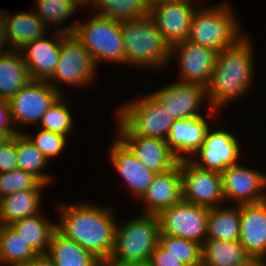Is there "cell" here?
Instances as JSON below:
<instances>
[{"label": "cell", "instance_id": "6", "mask_svg": "<svg viewBox=\"0 0 266 266\" xmlns=\"http://www.w3.org/2000/svg\"><path fill=\"white\" fill-rule=\"evenodd\" d=\"M121 225V226H120ZM160 233L157 215L142 214L116 224L113 253L109 260L145 262L158 244Z\"/></svg>", "mask_w": 266, "mask_h": 266}, {"label": "cell", "instance_id": "16", "mask_svg": "<svg viewBox=\"0 0 266 266\" xmlns=\"http://www.w3.org/2000/svg\"><path fill=\"white\" fill-rule=\"evenodd\" d=\"M170 54L171 57L179 55L181 82L199 84L205 88L209 85L217 56L215 50L184 40L172 46Z\"/></svg>", "mask_w": 266, "mask_h": 266}, {"label": "cell", "instance_id": "11", "mask_svg": "<svg viewBox=\"0 0 266 266\" xmlns=\"http://www.w3.org/2000/svg\"><path fill=\"white\" fill-rule=\"evenodd\" d=\"M60 95L47 81L30 80L9 100L14 127L39 125L43 114Z\"/></svg>", "mask_w": 266, "mask_h": 266}, {"label": "cell", "instance_id": "1", "mask_svg": "<svg viewBox=\"0 0 266 266\" xmlns=\"http://www.w3.org/2000/svg\"><path fill=\"white\" fill-rule=\"evenodd\" d=\"M56 230L78 243L101 263H106L114 249L115 220L112 210L90 203L61 204Z\"/></svg>", "mask_w": 266, "mask_h": 266}, {"label": "cell", "instance_id": "20", "mask_svg": "<svg viewBox=\"0 0 266 266\" xmlns=\"http://www.w3.org/2000/svg\"><path fill=\"white\" fill-rule=\"evenodd\" d=\"M140 200L146 205L144 214L152 215H158L162 210L180 202L182 200L180 163L166 172L156 173L152 184Z\"/></svg>", "mask_w": 266, "mask_h": 266}, {"label": "cell", "instance_id": "44", "mask_svg": "<svg viewBox=\"0 0 266 266\" xmlns=\"http://www.w3.org/2000/svg\"><path fill=\"white\" fill-rule=\"evenodd\" d=\"M9 266H38V254L32 258L29 262L26 263H16Z\"/></svg>", "mask_w": 266, "mask_h": 266}, {"label": "cell", "instance_id": "14", "mask_svg": "<svg viewBox=\"0 0 266 266\" xmlns=\"http://www.w3.org/2000/svg\"><path fill=\"white\" fill-rule=\"evenodd\" d=\"M225 202L236 201V205L259 203L266 200V174L237 163L222 173Z\"/></svg>", "mask_w": 266, "mask_h": 266}, {"label": "cell", "instance_id": "25", "mask_svg": "<svg viewBox=\"0 0 266 266\" xmlns=\"http://www.w3.org/2000/svg\"><path fill=\"white\" fill-rule=\"evenodd\" d=\"M31 78L20 50L0 54V100H10Z\"/></svg>", "mask_w": 266, "mask_h": 266}, {"label": "cell", "instance_id": "27", "mask_svg": "<svg viewBox=\"0 0 266 266\" xmlns=\"http://www.w3.org/2000/svg\"><path fill=\"white\" fill-rule=\"evenodd\" d=\"M42 190H23L4 196L0 202V225L41 213Z\"/></svg>", "mask_w": 266, "mask_h": 266}, {"label": "cell", "instance_id": "47", "mask_svg": "<svg viewBox=\"0 0 266 266\" xmlns=\"http://www.w3.org/2000/svg\"><path fill=\"white\" fill-rule=\"evenodd\" d=\"M252 266H266V261L255 262Z\"/></svg>", "mask_w": 266, "mask_h": 266}, {"label": "cell", "instance_id": "4", "mask_svg": "<svg viewBox=\"0 0 266 266\" xmlns=\"http://www.w3.org/2000/svg\"><path fill=\"white\" fill-rule=\"evenodd\" d=\"M229 5L196 9L192 15L187 40L215 50L217 53L233 46L243 37V28Z\"/></svg>", "mask_w": 266, "mask_h": 266}, {"label": "cell", "instance_id": "31", "mask_svg": "<svg viewBox=\"0 0 266 266\" xmlns=\"http://www.w3.org/2000/svg\"><path fill=\"white\" fill-rule=\"evenodd\" d=\"M37 253L9 225H0V263H26ZM8 264V265H7Z\"/></svg>", "mask_w": 266, "mask_h": 266}, {"label": "cell", "instance_id": "43", "mask_svg": "<svg viewBox=\"0 0 266 266\" xmlns=\"http://www.w3.org/2000/svg\"><path fill=\"white\" fill-rule=\"evenodd\" d=\"M38 266H55L52 259L45 254H38Z\"/></svg>", "mask_w": 266, "mask_h": 266}, {"label": "cell", "instance_id": "7", "mask_svg": "<svg viewBox=\"0 0 266 266\" xmlns=\"http://www.w3.org/2000/svg\"><path fill=\"white\" fill-rule=\"evenodd\" d=\"M73 35L88 50L95 65L99 60L125 64L121 22L94 14L85 23L76 22Z\"/></svg>", "mask_w": 266, "mask_h": 266}, {"label": "cell", "instance_id": "42", "mask_svg": "<svg viewBox=\"0 0 266 266\" xmlns=\"http://www.w3.org/2000/svg\"><path fill=\"white\" fill-rule=\"evenodd\" d=\"M105 264L107 266H152L150 261L132 262L124 260H108Z\"/></svg>", "mask_w": 266, "mask_h": 266}, {"label": "cell", "instance_id": "12", "mask_svg": "<svg viewBox=\"0 0 266 266\" xmlns=\"http://www.w3.org/2000/svg\"><path fill=\"white\" fill-rule=\"evenodd\" d=\"M192 0H157L150 3L149 15L165 42L174 46L187 40L196 8Z\"/></svg>", "mask_w": 266, "mask_h": 266}, {"label": "cell", "instance_id": "37", "mask_svg": "<svg viewBox=\"0 0 266 266\" xmlns=\"http://www.w3.org/2000/svg\"><path fill=\"white\" fill-rule=\"evenodd\" d=\"M24 134L42 152L48 162H50L51 158L57 157L65 149L67 144V137L64 135L42 128H39L35 138L26 132Z\"/></svg>", "mask_w": 266, "mask_h": 266}, {"label": "cell", "instance_id": "26", "mask_svg": "<svg viewBox=\"0 0 266 266\" xmlns=\"http://www.w3.org/2000/svg\"><path fill=\"white\" fill-rule=\"evenodd\" d=\"M55 266H100L101 262L73 240L57 230L53 233L46 253Z\"/></svg>", "mask_w": 266, "mask_h": 266}, {"label": "cell", "instance_id": "19", "mask_svg": "<svg viewBox=\"0 0 266 266\" xmlns=\"http://www.w3.org/2000/svg\"><path fill=\"white\" fill-rule=\"evenodd\" d=\"M110 162L137 199H140L153 182L156 173L145 167L131 149L116 138L109 152Z\"/></svg>", "mask_w": 266, "mask_h": 266}, {"label": "cell", "instance_id": "46", "mask_svg": "<svg viewBox=\"0 0 266 266\" xmlns=\"http://www.w3.org/2000/svg\"><path fill=\"white\" fill-rule=\"evenodd\" d=\"M10 138L11 136L6 131L0 129V144L5 143Z\"/></svg>", "mask_w": 266, "mask_h": 266}, {"label": "cell", "instance_id": "9", "mask_svg": "<svg viewBox=\"0 0 266 266\" xmlns=\"http://www.w3.org/2000/svg\"><path fill=\"white\" fill-rule=\"evenodd\" d=\"M209 209L181 200L157 215L159 234L184 238L202 245L206 240Z\"/></svg>", "mask_w": 266, "mask_h": 266}, {"label": "cell", "instance_id": "18", "mask_svg": "<svg viewBox=\"0 0 266 266\" xmlns=\"http://www.w3.org/2000/svg\"><path fill=\"white\" fill-rule=\"evenodd\" d=\"M239 242L255 262L266 261V200L240 204Z\"/></svg>", "mask_w": 266, "mask_h": 266}, {"label": "cell", "instance_id": "35", "mask_svg": "<svg viewBox=\"0 0 266 266\" xmlns=\"http://www.w3.org/2000/svg\"><path fill=\"white\" fill-rule=\"evenodd\" d=\"M34 10L46 27L66 22L75 14L78 5L73 0H35Z\"/></svg>", "mask_w": 266, "mask_h": 266}, {"label": "cell", "instance_id": "10", "mask_svg": "<svg viewBox=\"0 0 266 266\" xmlns=\"http://www.w3.org/2000/svg\"><path fill=\"white\" fill-rule=\"evenodd\" d=\"M178 162L183 201L207 208L219 207L221 203H225L221 173L201 169L189 159Z\"/></svg>", "mask_w": 266, "mask_h": 266}, {"label": "cell", "instance_id": "41", "mask_svg": "<svg viewBox=\"0 0 266 266\" xmlns=\"http://www.w3.org/2000/svg\"><path fill=\"white\" fill-rule=\"evenodd\" d=\"M5 26H6V12L1 11L0 9V54L9 50L8 47L9 45L5 37Z\"/></svg>", "mask_w": 266, "mask_h": 266}, {"label": "cell", "instance_id": "21", "mask_svg": "<svg viewBox=\"0 0 266 266\" xmlns=\"http://www.w3.org/2000/svg\"><path fill=\"white\" fill-rule=\"evenodd\" d=\"M206 120L203 115H193L174 121L166 142L178 160L190 159L202 145L210 127Z\"/></svg>", "mask_w": 266, "mask_h": 266}, {"label": "cell", "instance_id": "8", "mask_svg": "<svg viewBox=\"0 0 266 266\" xmlns=\"http://www.w3.org/2000/svg\"><path fill=\"white\" fill-rule=\"evenodd\" d=\"M95 71L92 56L82 43L73 34L61 32L59 60L53 76L47 82L62 95L59 87L61 82L72 86H87L91 80L94 81Z\"/></svg>", "mask_w": 266, "mask_h": 266}, {"label": "cell", "instance_id": "30", "mask_svg": "<svg viewBox=\"0 0 266 266\" xmlns=\"http://www.w3.org/2000/svg\"><path fill=\"white\" fill-rule=\"evenodd\" d=\"M16 154L19 169L35 175L44 184H51V176L43 171L48 160L24 133H16Z\"/></svg>", "mask_w": 266, "mask_h": 266}, {"label": "cell", "instance_id": "23", "mask_svg": "<svg viewBox=\"0 0 266 266\" xmlns=\"http://www.w3.org/2000/svg\"><path fill=\"white\" fill-rule=\"evenodd\" d=\"M32 11H22L14 15L6 13L5 37L9 49L20 50L31 41L47 35L46 25L36 12Z\"/></svg>", "mask_w": 266, "mask_h": 266}, {"label": "cell", "instance_id": "33", "mask_svg": "<svg viewBox=\"0 0 266 266\" xmlns=\"http://www.w3.org/2000/svg\"><path fill=\"white\" fill-rule=\"evenodd\" d=\"M158 244L185 266H201V244L165 234H159Z\"/></svg>", "mask_w": 266, "mask_h": 266}, {"label": "cell", "instance_id": "29", "mask_svg": "<svg viewBox=\"0 0 266 266\" xmlns=\"http://www.w3.org/2000/svg\"><path fill=\"white\" fill-rule=\"evenodd\" d=\"M240 205L209 209L206 239L239 241Z\"/></svg>", "mask_w": 266, "mask_h": 266}, {"label": "cell", "instance_id": "3", "mask_svg": "<svg viewBox=\"0 0 266 266\" xmlns=\"http://www.w3.org/2000/svg\"><path fill=\"white\" fill-rule=\"evenodd\" d=\"M126 64L157 68L168 64L171 48L150 15L121 22Z\"/></svg>", "mask_w": 266, "mask_h": 266}, {"label": "cell", "instance_id": "5", "mask_svg": "<svg viewBox=\"0 0 266 266\" xmlns=\"http://www.w3.org/2000/svg\"><path fill=\"white\" fill-rule=\"evenodd\" d=\"M121 106L116 115L119 123L118 136H145L166 140L175 120L149 94Z\"/></svg>", "mask_w": 266, "mask_h": 266}, {"label": "cell", "instance_id": "39", "mask_svg": "<svg viewBox=\"0 0 266 266\" xmlns=\"http://www.w3.org/2000/svg\"><path fill=\"white\" fill-rule=\"evenodd\" d=\"M152 266H185L169 252L165 251L159 244L151 253L150 260Z\"/></svg>", "mask_w": 266, "mask_h": 266}, {"label": "cell", "instance_id": "15", "mask_svg": "<svg viewBox=\"0 0 266 266\" xmlns=\"http://www.w3.org/2000/svg\"><path fill=\"white\" fill-rule=\"evenodd\" d=\"M76 22L72 25L55 30L54 38L45 36L33 40L25 45L20 52L27 66L31 80L48 81L54 73L59 60L61 32L64 34H73Z\"/></svg>", "mask_w": 266, "mask_h": 266}, {"label": "cell", "instance_id": "22", "mask_svg": "<svg viewBox=\"0 0 266 266\" xmlns=\"http://www.w3.org/2000/svg\"><path fill=\"white\" fill-rule=\"evenodd\" d=\"M139 161L154 173L173 168L178 159L169 150L166 140L145 136H118Z\"/></svg>", "mask_w": 266, "mask_h": 266}, {"label": "cell", "instance_id": "40", "mask_svg": "<svg viewBox=\"0 0 266 266\" xmlns=\"http://www.w3.org/2000/svg\"><path fill=\"white\" fill-rule=\"evenodd\" d=\"M0 129L6 131L11 137L16 133L24 132L18 128L15 129L13 125L9 100H0Z\"/></svg>", "mask_w": 266, "mask_h": 266}, {"label": "cell", "instance_id": "45", "mask_svg": "<svg viewBox=\"0 0 266 266\" xmlns=\"http://www.w3.org/2000/svg\"><path fill=\"white\" fill-rule=\"evenodd\" d=\"M77 5L78 7H86L88 4L90 5L91 3V6L94 5V3L96 2V0H73ZM87 4V5H86Z\"/></svg>", "mask_w": 266, "mask_h": 266}, {"label": "cell", "instance_id": "13", "mask_svg": "<svg viewBox=\"0 0 266 266\" xmlns=\"http://www.w3.org/2000/svg\"><path fill=\"white\" fill-rule=\"evenodd\" d=\"M237 136L227 130L206 132L202 145L190 157V161L201 169L222 173L228 167L237 164L241 152V145ZM199 155V157H193Z\"/></svg>", "mask_w": 266, "mask_h": 266}, {"label": "cell", "instance_id": "2", "mask_svg": "<svg viewBox=\"0 0 266 266\" xmlns=\"http://www.w3.org/2000/svg\"><path fill=\"white\" fill-rule=\"evenodd\" d=\"M251 42L243 36L233 46L217 53L209 85L206 87L208 111L215 113L225 104L242 97L254 79Z\"/></svg>", "mask_w": 266, "mask_h": 266}, {"label": "cell", "instance_id": "34", "mask_svg": "<svg viewBox=\"0 0 266 266\" xmlns=\"http://www.w3.org/2000/svg\"><path fill=\"white\" fill-rule=\"evenodd\" d=\"M64 98L62 94L53 102L43 114L39 126L66 137L73 130L74 120Z\"/></svg>", "mask_w": 266, "mask_h": 266}, {"label": "cell", "instance_id": "28", "mask_svg": "<svg viewBox=\"0 0 266 266\" xmlns=\"http://www.w3.org/2000/svg\"><path fill=\"white\" fill-rule=\"evenodd\" d=\"M41 213L17 220L9 225L37 253L48 251L50 240L56 231V223L49 222Z\"/></svg>", "mask_w": 266, "mask_h": 266}, {"label": "cell", "instance_id": "36", "mask_svg": "<svg viewBox=\"0 0 266 266\" xmlns=\"http://www.w3.org/2000/svg\"><path fill=\"white\" fill-rule=\"evenodd\" d=\"M46 186L38 177L19 168L0 173V198L23 190H42Z\"/></svg>", "mask_w": 266, "mask_h": 266}, {"label": "cell", "instance_id": "38", "mask_svg": "<svg viewBox=\"0 0 266 266\" xmlns=\"http://www.w3.org/2000/svg\"><path fill=\"white\" fill-rule=\"evenodd\" d=\"M18 168L16 154V134L0 144V173Z\"/></svg>", "mask_w": 266, "mask_h": 266}, {"label": "cell", "instance_id": "17", "mask_svg": "<svg viewBox=\"0 0 266 266\" xmlns=\"http://www.w3.org/2000/svg\"><path fill=\"white\" fill-rule=\"evenodd\" d=\"M164 107L174 120H182L193 115H202L200 105L207 99L206 88L194 83L175 82L164 88L149 93ZM199 110V111H198Z\"/></svg>", "mask_w": 266, "mask_h": 266}, {"label": "cell", "instance_id": "48", "mask_svg": "<svg viewBox=\"0 0 266 266\" xmlns=\"http://www.w3.org/2000/svg\"><path fill=\"white\" fill-rule=\"evenodd\" d=\"M149 4L157 0H146Z\"/></svg>", "mask_w": 266, "mask_h": 266}, {"label": "cell", "instance_id": "24", "mask_svg": "<svg viewBox=\"0 0 266 266\" xmlns=\"http://www.w3.org/2000/svg\"><path fill=\"white\" fill-rule=\"evenodd\" d=\"M201 250V266H252L255 263L239 241L206 239Z\"/></svg>", "mask_w": 266, "mask_h": 266}, {"label": "cell", "instance_id": "49", "mask_svg": "<svg viewBox=\"0 0 266 266\" xmlns=\"http://www.w3.org/2000/svg\"><path fill=\"white\" fill-rule=\"evenodd\" d=\"M100 266H107L105 263H101V265Z\"/></svg>", "mask_w": 266, "mask_h": 266}, {"label": "cell", "instance_id": "32", "mask_svg": "<svg viewBox=\"0 0 266 266\" xmlns=\"http://www.w3.org/2000/svg\"><path fill=\"white\" fill-rule=\"evenodd\" d=\"M94 8H99L101 17L125 21L149 15L150 4L146 0H96Z\"/></svg>", "mask_w": 266, "mask_h": 266}]
</instances>
